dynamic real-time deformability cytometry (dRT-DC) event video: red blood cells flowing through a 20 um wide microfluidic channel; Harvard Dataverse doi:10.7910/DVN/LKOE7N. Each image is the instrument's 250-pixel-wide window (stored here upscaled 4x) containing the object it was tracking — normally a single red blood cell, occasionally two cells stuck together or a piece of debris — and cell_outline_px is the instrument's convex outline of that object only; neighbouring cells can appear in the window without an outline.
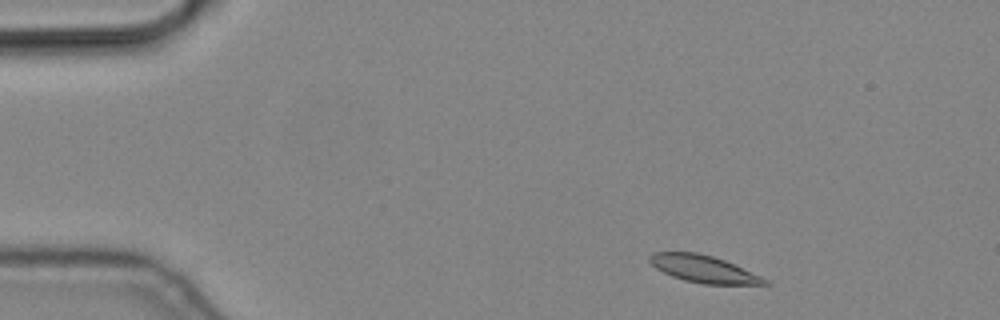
{"species": "common noctule bat (a hibernating species)", "species_latin": "Nyctalus noctula", "temperature_condition": "cold", "stored_images_in_passage": 8, "camera_frame_rate_fps": 3000, "um_per_image_px": 0.085, "animal": {"sex": "male", "body_mass_g": 19.2, "forearm_length_mm": 51.8}, "frame": {"image": 1, "passage_image": 2, "time_ms": 0.333, "image_size_px": [1000, 320], "cell_outline_px": [[772, 284], [704, 284], [684, 280], [672, 276], [656, 268], [648, 260], [648, 256], [652, 252], [696, 252], [712, 256], [724, 260], [760, 276], [768, 280]], "centroid_in_image_um": [59.76, 22.85], "position_along_channel_um": 25.2, "area_um2": 17.98}}
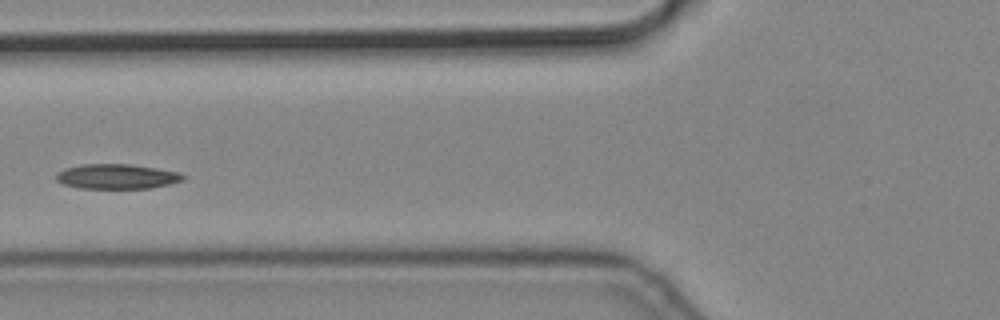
{"frame": {"image": 2, "passage_image": 5, "time_ms": 1.333, "image_size_px": [1000, 320], "cell_outline_px": [[188, 176], [184, 180], [168, 184], [148, 188], [80, 188], [64, 184], [56, 180], [56, 172], [64, 168], [80, 164], [132, 164], [180, 172]], "centroid_in_image_um": [9.94, 14.99], "position_along_channel_um": 115.9, "area_um2": 18.5}}
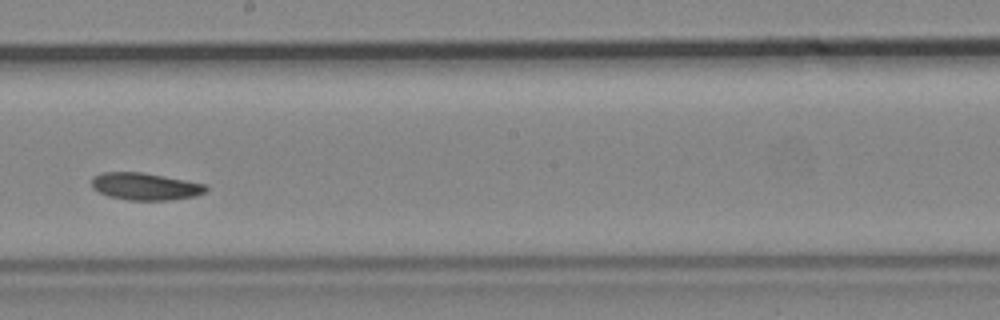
{"frame": {"image": 3, "passage_image": 8, "time_ms": 2.333, "image_size_px": [1000, 320], "cell_outline_px": [[208, 188], [204, 192], [196, 196], [168, 200], [128, 200], [108, 196], [92, 188], [92, 176], [104, 172], [140, 172], [184, 180], [204, 184]], "centroid_in_image_um": [12.31, 15.85], "position_along_channel_um": 235.9, "area_um2": 17.92}}